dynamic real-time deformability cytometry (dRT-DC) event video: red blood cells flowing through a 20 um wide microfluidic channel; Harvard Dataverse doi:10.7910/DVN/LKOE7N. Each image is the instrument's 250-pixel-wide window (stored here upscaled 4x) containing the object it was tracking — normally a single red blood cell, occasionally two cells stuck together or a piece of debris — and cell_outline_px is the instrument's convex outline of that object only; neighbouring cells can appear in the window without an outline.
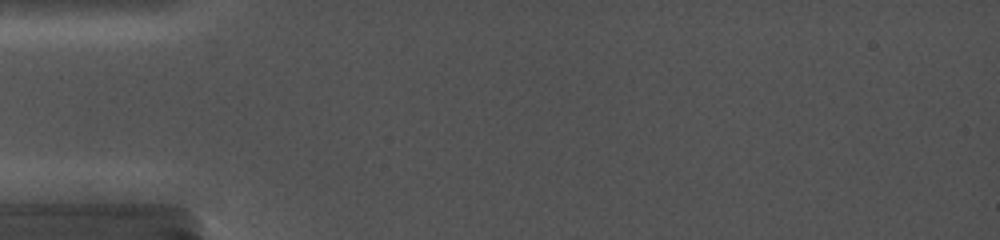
{"species": "common noctule bat (a hibernating species)", "species_latin": "Nyctalus noctula", "temperature_condition": "cold", "stored_images_in_passage": 2, "camera_frame_rate_fps": 5000, "um_per_image_px": 0.085, "animal": {"sex": "female", "body_mass_g": 19.0, "forearm_length_mm": 56.7}, "frame": {"image": 1, "passage_image": 2, "time_ms": 0.2, "image_size_px": [1000, 240], "cell_outline_px": [[952, 108], [924, 108], [844, 104], [808, 100], [820, 88], [944, 96], [952, 104]], "centroid_in_image_um": [74.83, 8.4], "position_along_channel_um": 10.2, "area_um2": 13.29}}